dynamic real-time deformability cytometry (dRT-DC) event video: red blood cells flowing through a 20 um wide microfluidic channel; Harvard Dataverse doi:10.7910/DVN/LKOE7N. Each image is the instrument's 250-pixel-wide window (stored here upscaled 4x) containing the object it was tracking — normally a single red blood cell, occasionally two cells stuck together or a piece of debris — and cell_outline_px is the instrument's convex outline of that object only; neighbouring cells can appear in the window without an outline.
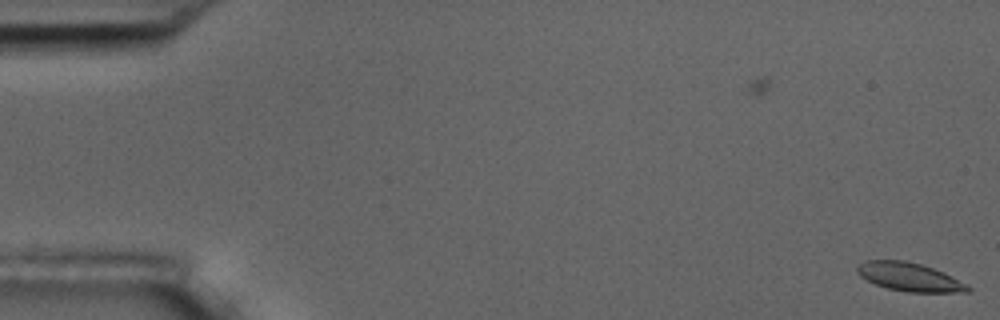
{"species": "common noctule bat (a hibernating species)", "species_latin": "Nyctalus noctula", "temperature_condition": "room temperature", "stored_images_in_passage": 2, "camera_frame_rate_fps": 3000, "um_per_image_px": 0.085, "animal": {"sex": "male", "body_mass_g": 17.5, "forearm_length_mm": 52.3}, "frame": {"image": 1, "passage_image": 2, "time_ms": 1.0, "image_size_px": [1000, 320], "cell_outline_px": [[972, 288], [968, 292], [908, 292], [888, 288], [876, 284], [860, 276], [856, 272], [856, 268], [864, 260], [904, 260], [920, 264], [944, 272], [968, 284]], "centroid_in_image_um": [77.32, 23.54], "position_along_channel_um": 7.7, "area_um2": 18.32}}